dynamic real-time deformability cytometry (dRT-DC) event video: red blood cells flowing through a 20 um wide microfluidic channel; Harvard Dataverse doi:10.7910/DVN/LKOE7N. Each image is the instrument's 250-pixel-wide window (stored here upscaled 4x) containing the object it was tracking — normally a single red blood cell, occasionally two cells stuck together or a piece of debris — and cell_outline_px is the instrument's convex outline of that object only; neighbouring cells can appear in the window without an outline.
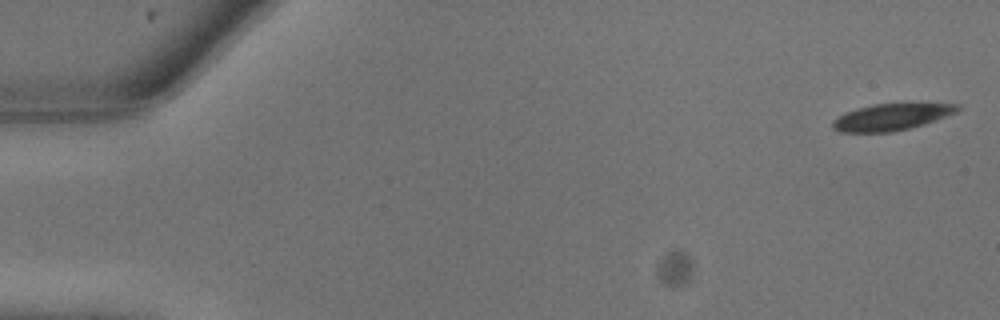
{"species": "common noctule bat (a hibernating species)", "species_latin": "Nyctalus noctula", "temperature_condition": "warm", "stored_images_in_passage": 11, "camera_frame_rate_fps": 3000, "um_per_image_px": 0.085, "animal": {"sex": "male", "body_mass_g": 13.3}, "frame": {"image": 1, "passage_image": 1, "time_ms": 0.0, "image_size_px": [1000, 320], "cell_outline_px": [[960, 108], [956, 112], [936, 120], [912, 128], [892, 132], [840, 132], [832, 128], [832, 120], [848, 112], [872, 104], [960, 104]], "centroid_in_image_um": [75.77, 9.96], "position_along_channel_um": 9.2, "area_um2": 19.07}}
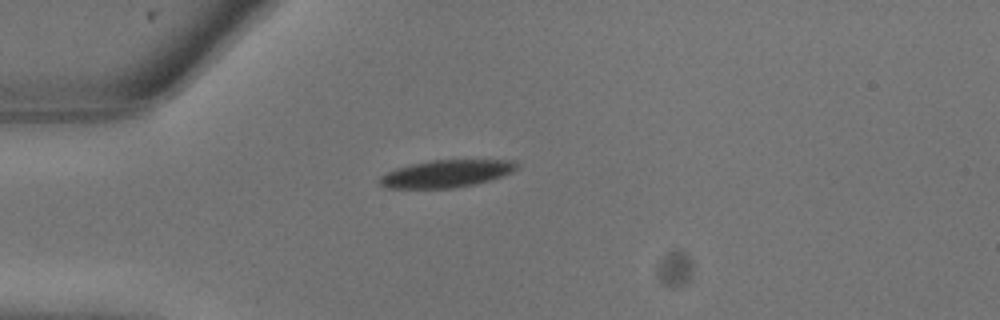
{"frame": {"image": 2, "passage_image": 7, "time_ms": 2.0, "image_size_px": [1000, 320], "cell_outline_px": [[516, 168], [512, 172], [488, 180], [472, 184], [452, 188], [384, 188], [380, 184], [380, 176], [396, 168], [412, 164], [432, 160], [516, 160]], "centroid_in_image_um": [37.9, 14.76], "position_along_channel_um": 47.1, "area_um2": 21.5}}
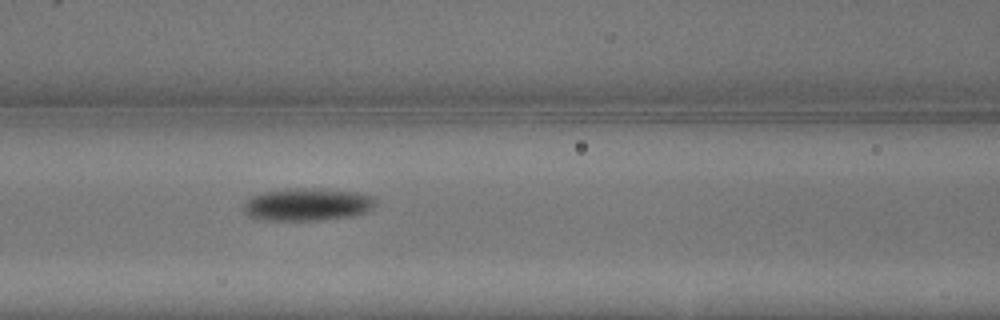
{"frame": {"image": 3, "passage_image": 11, "time_ms": 3.333, "image_size_px": [1000, 320], "cell_outline_px": [[376, 204], [368, 212], [352, 216], [320, 220], [252, 220], [244, 212], [244, 204], [252, 196], [260, 192], [288, 188], [320, 188], [356, 192], [372, 196], [376, 200]], "centroid_in_image_um": [26.1, 17.38], "position_along_channel_um": 140.5, "area_um2": 25.49}}